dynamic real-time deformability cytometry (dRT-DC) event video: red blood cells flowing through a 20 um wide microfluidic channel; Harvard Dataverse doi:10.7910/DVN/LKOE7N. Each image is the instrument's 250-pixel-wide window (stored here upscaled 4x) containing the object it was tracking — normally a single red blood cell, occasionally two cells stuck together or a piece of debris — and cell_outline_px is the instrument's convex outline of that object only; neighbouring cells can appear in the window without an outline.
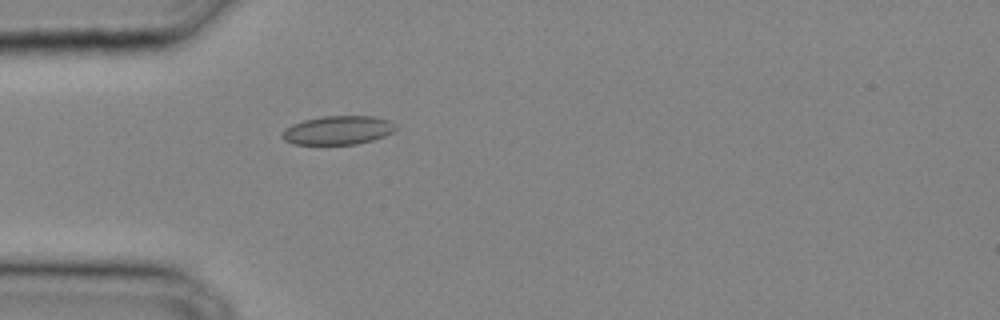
{"species": "common noctule bat (a hibernating species)", "species_latin": "Nyctalus noctula", "temperature_condition": "cold", "stored_images_in_passage": 31, "camera_frame_rate_fps": 3000, "um_per_image_px": 0.085, "animal": {"sex": "male", "body_mass_g": 20.4}, "frame": {"image": 1, "passage_image": 10, "time_ms": 3.0, "image_size_px": [1000, 320], "cell_outline_px": [[396, 128], [392, 132], [384, 136], [372, 140], [356, 144], [292, 144], [284, 140], [280, 136], [292, 124], [304, 120], [324, 116], [372, 116], [388, 120], [396, 124]], "centroid_in_image_um": [28.73, 11.07], "position_along_channel_um": 56.3, "area_um2": 18.84}}
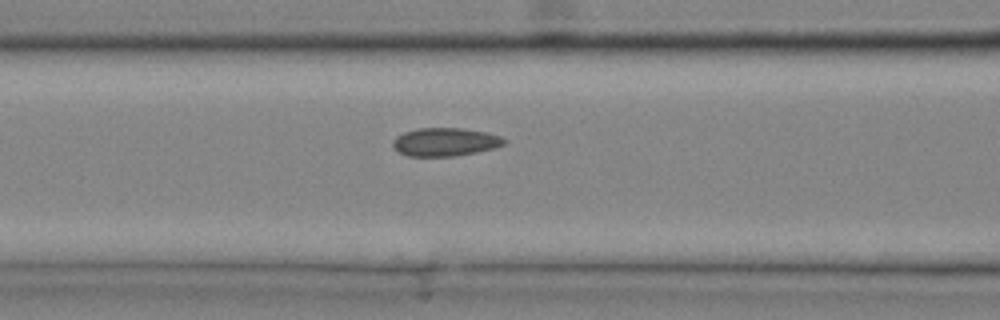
{"frame": {"image": 2, "passage_image": 14, "time_ms": 4.333, "image_size_px": [1000, 320], "cell_outline_px": [[508, 140], [504, 144], [492, 148], [476, 152], [452, 156], [408, 156], [400, 152], [392, 144], [392, 140], [396, 136], [404, 132], [416, 128], [464, 128], [484, 132], [500, 136]], "centroid_in_image_um": [37.82, 12.05], "position_along_channel_um": 128.8, "area_um2": 18.21}}